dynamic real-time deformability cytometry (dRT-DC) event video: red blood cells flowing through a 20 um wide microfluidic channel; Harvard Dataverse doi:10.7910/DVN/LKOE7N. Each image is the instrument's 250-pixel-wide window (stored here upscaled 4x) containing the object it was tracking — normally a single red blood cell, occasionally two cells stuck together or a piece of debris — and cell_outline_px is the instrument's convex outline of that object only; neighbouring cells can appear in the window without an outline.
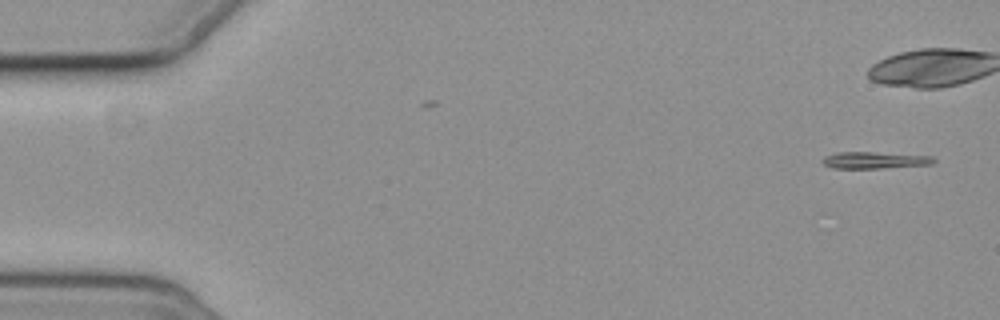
{"species": "common noctule bat (a hibernating species)", "species_latin": "Nyctalus noctula", "temperature_condition": "cold", "stored_images_in_passage": 2, "camera_frame_rate_fps": 3000, "um_per_image_px": 0.085, "animal": {"sex": "female", "body_mass_g": 19.3, "forearm_length_mm": 54.1}, "frame": {"image": 1, "passage_image": 2, "time_ms": 1.333, "image_size_px": [1000, 320], "cell_outline_px": [[936, 160], [932, 164], [880, 168], [832, 168], [824, 164], [820, 160], [824, 156], [836, 152], [876, 152], [932, 156]], "centroid_in_image_um": [74.31, 13.61], "position_along_channel_um": 10.7, "area_um2": 10.87}}